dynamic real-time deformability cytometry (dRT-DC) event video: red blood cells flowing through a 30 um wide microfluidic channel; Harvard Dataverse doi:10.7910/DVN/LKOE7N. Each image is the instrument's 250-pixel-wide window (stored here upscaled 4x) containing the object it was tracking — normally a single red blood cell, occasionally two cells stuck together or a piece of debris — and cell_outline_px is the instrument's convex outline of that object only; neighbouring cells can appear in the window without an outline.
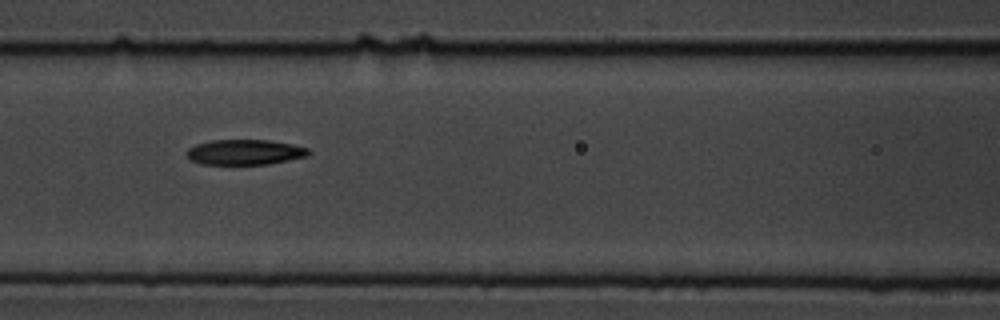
{"species": "common noctule bat (a hibernating species)", "species_latin": "Nyctalus noctula", "temperature_condition": "cold", "stored_images_in_passage": 8, "camera_frame_rate_fps": 3000, "um_per_image_px": 0.085, "animal": {"sex": "male", "body_mass_g": 19.5, "forearm_length_mm": 54.6}, "frame": {"image": 1, "passage_image": 6, "time_ms": 7.667, "image_size_px": [1000, 320], "cell_outline_px": [[312, 152], [308, 156], [268, 164], [200, 164], [188, 160], [184, 152], [188, 148], [196, 144], [212, 140], [268, 140], [292, 144], [308, 148]], "centroid_in_image_um": [20.77, 12.93], "position_along_channel_um": 145.8, "area_um2": 18.15}}
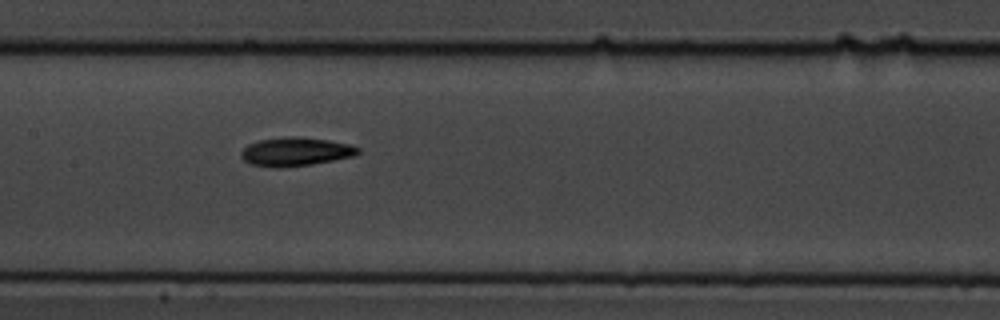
{"frame": {"image": 2, "passage_image": 7, "time_ms": 8.667, "image_size_px": [1000, 320], "cell_outline_px": [[360, 152], [356, 156], [312, 164], [280, 168], [276, 168], [252, 164], [244, 160], [240, 156], [240, 152], [248, 144], [260, 140], [288, 136], [300, 136], [328, 140], [352, 144], [360, 148]], "centroid_in_image_um": [25.16, 12.89], "position_along_channel_um": 182.2, "area_um2": 19.71}}
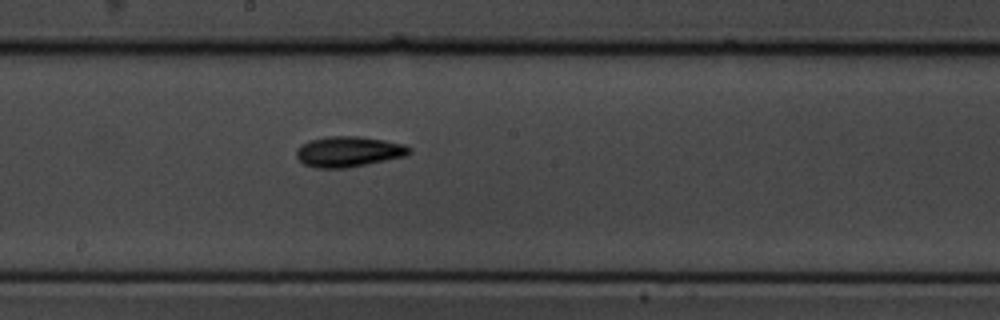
{"frame": {"image": 3, "passage_image": 8, "time_ms": 9.667, "image_size_px": [1000, 320], "cell_outline_px": [[412, 152], [404, 156], [348, 168], [316, 168], [304, 164], [296, 156], [296, 148], [300, 144], [308, 140], [328, 136], [356, 136], [384, 140], [404, 144], [412, 148]], "centroid_in_image_um": [29.6, 12.88], "position_along_channel_um": 218.6, "area_um2": 20.17}}